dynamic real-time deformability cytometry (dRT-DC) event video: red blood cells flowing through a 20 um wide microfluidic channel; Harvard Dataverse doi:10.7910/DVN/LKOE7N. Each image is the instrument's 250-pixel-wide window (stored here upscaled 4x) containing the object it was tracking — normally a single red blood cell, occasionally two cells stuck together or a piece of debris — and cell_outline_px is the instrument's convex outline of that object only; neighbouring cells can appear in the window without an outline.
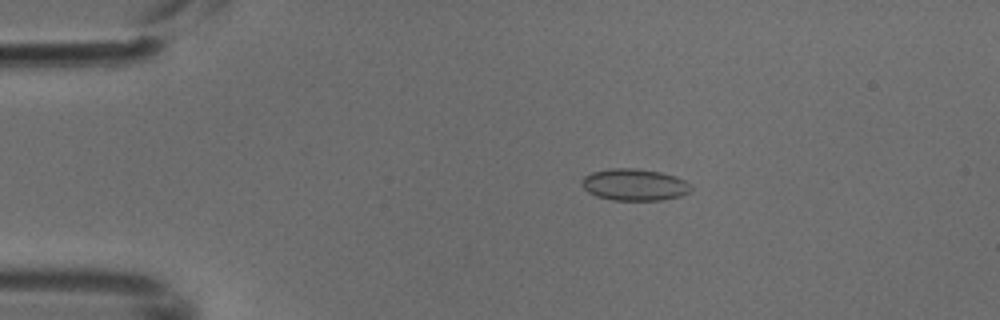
{"species": "common noctule bat (a hibernating species)", "species_latin": "Nyctalus noctula", "temperature_condition": "cold", "stored_images_in_passage": 4, "camera_frame_rate_fps": 3000, "um_per_image_px": 0.085, "animal": {"sex": "male", "body_mass_g": 18.8}, "frame": {"image": 1, "passage_image": 2, "time_ms": 0.333, "image_size_px": [1000, 320], "cell_outline_px": [[692, 188], [688, 192], [680, 196], [664, 200], [612, 200], [596, 196], [588, 192], [580, 184], [580, 180], [584, 176], [592, 172], [608, 168], [632, 168], [660, 172], [676, 176], [692, 184]], "centroid_in_image_um": [53.91, 15.7], "position_along_channel_um": 31.1, "area_um2": 20.4}}
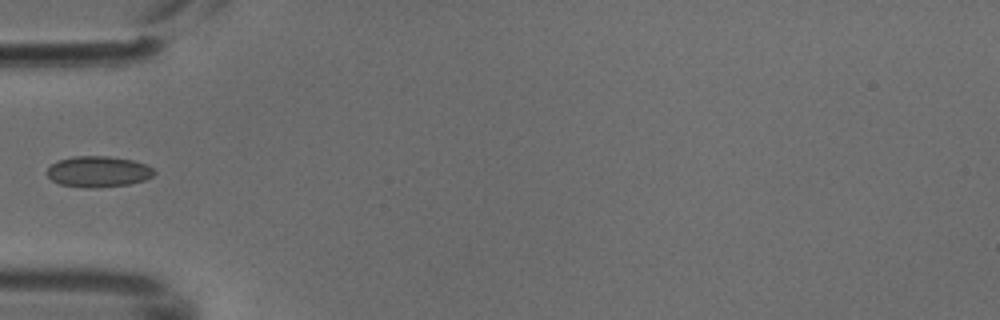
{"frame": {"image": 2, "passage_image": 4, "time_ms": 1.0, "image_size_px": [1000, 320], "cell_outline_px": [[156, 172], [152, 176], [144, 180], [128, 184], [96, 188], [84, 188], [60, 184], [52, 180], [44, 172], [56, 160], [72, 156], [108, 156], [132, 160], [148, 164]], "centroid_in_image_um": [8.32, 14.58], "position_along_channel_um": 76.7, "area_um2": 19.54}}